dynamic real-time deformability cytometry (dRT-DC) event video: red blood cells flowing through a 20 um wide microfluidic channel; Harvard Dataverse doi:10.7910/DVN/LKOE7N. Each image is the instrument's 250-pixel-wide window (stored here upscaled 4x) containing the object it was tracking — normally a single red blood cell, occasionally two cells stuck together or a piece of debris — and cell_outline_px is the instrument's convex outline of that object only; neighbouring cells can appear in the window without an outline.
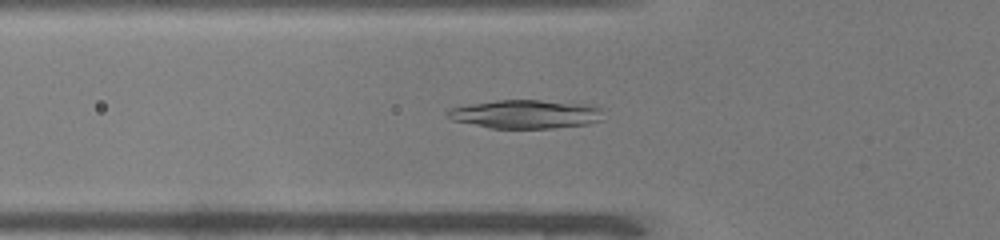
{"species": "common noctule bat (a hibernating species)", "species_latin": "Nyctalus noctula", "temperature_condition": "warm", "stored_images_in_passage": 49, "camera_frame_rate_fps": 3000, "um_per_image_px": 0.085, "animal": {"sex": "male", "body_mass_g": 19.0, "forearm_length_mm": 50.8}, "frame": {"image": 1, "passage_image": 17, "time_ms": 5.333, "image_size_px": [1000, 240], "cell_outline_px": [[604, 120], [588, 124], [552, 128], [492, 128], [452, 120], [444, 116], [444, 112], [448, 108], [468, 104], [496, 100], [540, 100], [584, 104], [600, 108]], "centroid_in_image_um": [44.62, 9.7], "position_along_channel_um": 81.2, "area_um2": 26.13}}
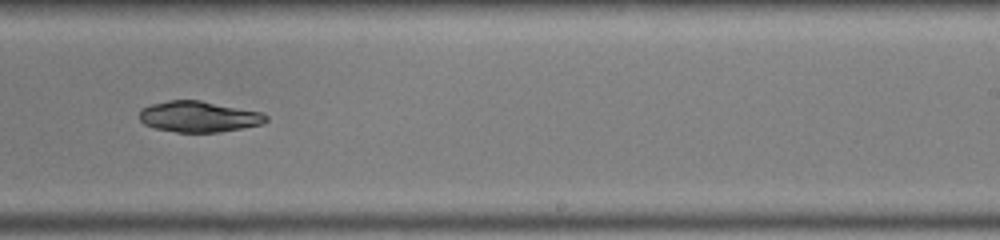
{"frame": {"image": 2, "passage_image": 31, "time_ms": 10.0, "image_size_px": [1000, 240], "cell_outline_px": [[268, 120], [260, 124], [220, 132], [176, 132], [156, 128], [144, 124], [140, 120], [140, 108], [152, 104], [168, 100], [200, 100], [260, 112], [268, 116]], "centroid_in_image_um": [16.86, 9.91], "position_along_channel_um": 272.1, "area_um2": 22.6}}
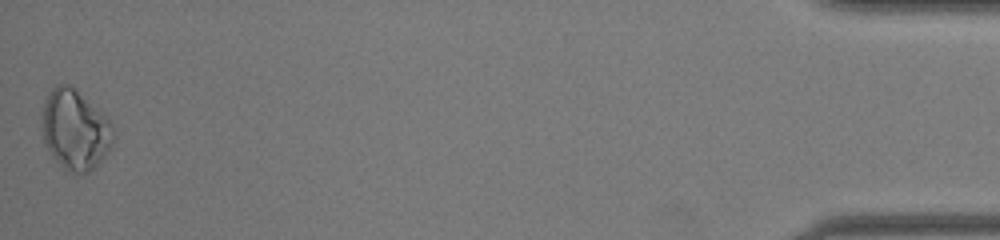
{"frame": {"image": 3, "passage_image": 49, "time_ms": 16.0, "image_size_px": [1000, 240], "cell_outline_px": [[116, 136], [112, 144], [104, 156], [92, 172], [76, 172], [64, 168], [56, 160], [44, 144], [40, 116], [44, 100], [48, 92], [56, 84], [68, 84], [76, 88], [112, 124], [116, 132]], "centroid_in_image_um": [6.36, 11.0], "position_along_channel_um": 428.8, "area_um2": 33.47}}